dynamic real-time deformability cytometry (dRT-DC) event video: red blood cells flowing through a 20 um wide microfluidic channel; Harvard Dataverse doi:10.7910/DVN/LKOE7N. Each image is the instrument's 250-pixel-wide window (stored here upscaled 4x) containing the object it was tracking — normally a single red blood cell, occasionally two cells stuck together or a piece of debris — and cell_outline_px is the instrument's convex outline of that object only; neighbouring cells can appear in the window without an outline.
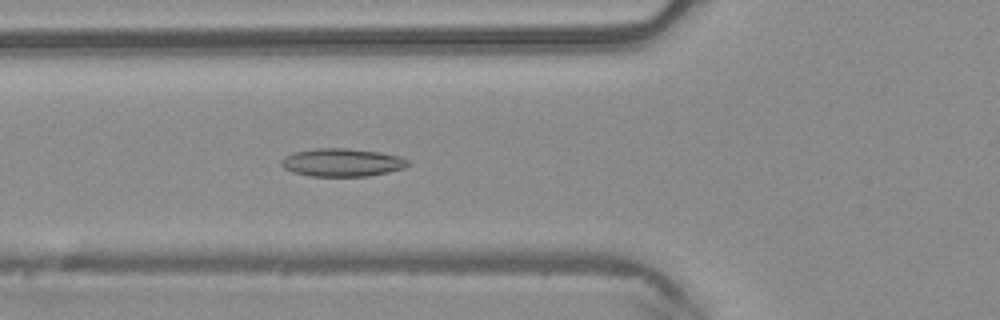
{"species": "common noctule bat (a hibernating species)", "species_latin": "Nyctalus noctula", "temperature_condition": "warm", "stored_images_in_passage": 36, "camera_frame_rate_fps": 3000, "um_per_image_px": 0.085, "animal": {"sex": "male", "body_mass_g": 20.4}, "frame": {"image": 1, "passage_image": 6, "time_ms": 1.667, "image_size_px": [1000, 320], "cell_outline_px": [[412, 164], [404, 168], [388, 172], [368, 176], [312, 176], [292, 172], [284, 168], [280, 164], [280, 160], [284, 156], [292, 152], [316, 148], [348, 148], [380, 152], [400, 156], [408, 160]], "centroid_in_image_um": [29.07, 13.8], "position_along_channel_um": 96.7, "area_um2": 20.92}}
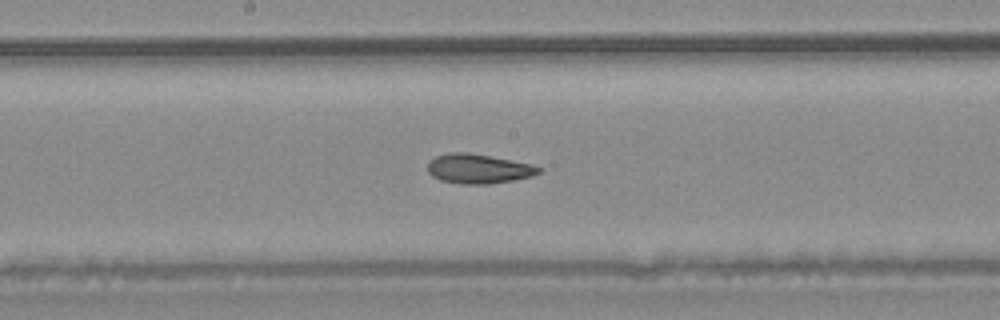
{"frame": {"image": 2, "passage_image": 14, "time_ms": 4.333, "image_size_px": [1000, 320], "cell_outline_px": [[540, 172], [532, 176], [512, 180], [488, 184], [460, 184], [440, 180], [432, 176], [428, 172], [428, 160], [436, 156], [452, 152], [468, 152], [532, 164], [540, 168]], "centroid_in_image_um": [40.62, 14.34], "position_along_channel_um": 207.6, "area_um2": 19.02}}
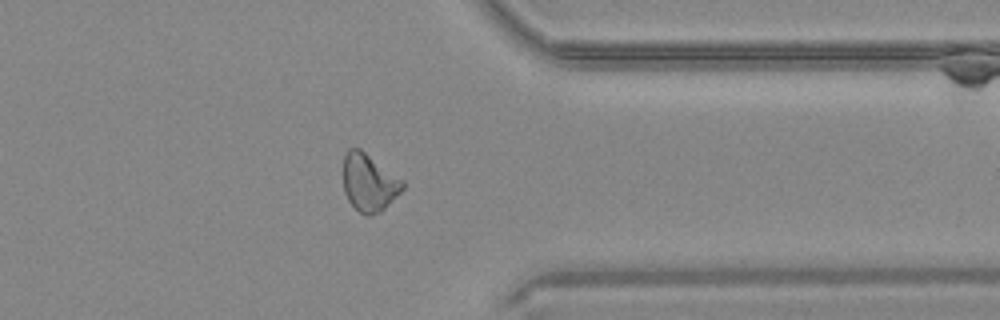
{"frame": {"image": 3, "passage_image": 27, "time_ms": 8.667, "image_size_px": [1000, 320], "cell_outline_px": [[404, 188], [380, 212], [368, 216], [360, 212], [348, 200], [344, 192], [344, 156], [348, 148], [360, 148], [404, 180]], "centroid_in_image_um": [31.37, 15.5], "position_along_channel_um": 380.0, "area_um2": 19.77}}